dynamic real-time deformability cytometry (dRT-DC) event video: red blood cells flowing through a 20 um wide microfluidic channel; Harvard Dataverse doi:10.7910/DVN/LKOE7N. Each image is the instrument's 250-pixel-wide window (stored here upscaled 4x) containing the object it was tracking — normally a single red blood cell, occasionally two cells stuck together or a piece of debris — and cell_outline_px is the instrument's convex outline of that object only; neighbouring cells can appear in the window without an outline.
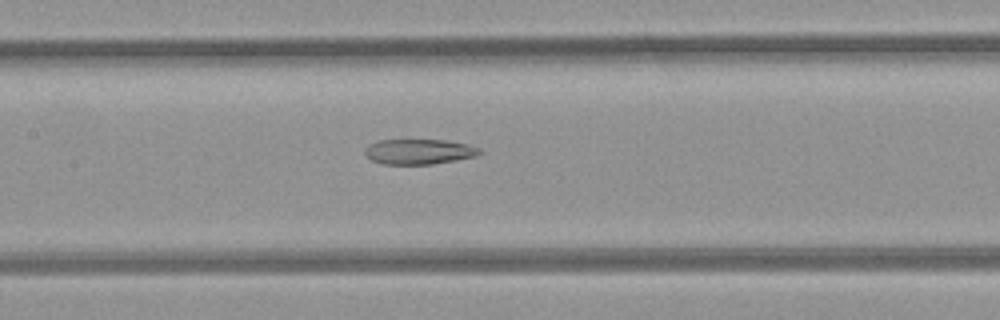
{"species": "common noctule bat (a hibernating species)", "species_latin": "Nyctalus noctula", "temperature_condition": "room temperature", "stored_images_in_passage": 33, "camera_frame_rate_fps": 3000, "um_per_image_px": 0.085, "animal": {"sex": "female", "body_mass_g": 21.9}, "frame": {"image": 1, "passage_image": 11, "time_ms": 3.333, "image_size_px": [1000, 320], "cell_outline_px": [[480, 152], [476, 156], [456, 160], [432, 164], [384, 164], [372, 160], [364, 152], [372, 144], [380, 140], [444, 140], [468, 144], [480, 148]], "centroid_in_image_um": [35.66, 12.89], "position_along_channel_um": 171.7, "area_um2": 16.53}}
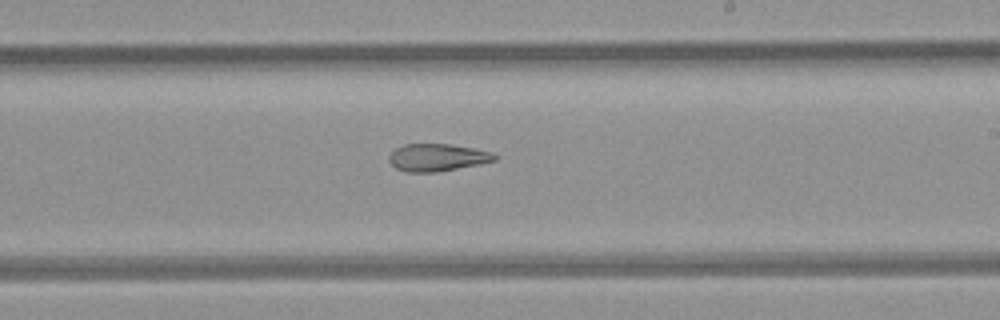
{"frame": {"image": 2, "passage_image": 17, "time_ms": 5.333, "image_size_px": [1000, 320], "cell_outline_px": [[500, 156], [496, 160], [480, 164], [436, 172], [404, 172], [396, 168], [388, 160], [388, 156], [396, 148], [404, 144], [448, 144], [472, 148], [492, 152]], "centroid_in_image_um": [37.17, 13.39], "position_along_channel_um": 251.8, "area_um2": 16.88}}
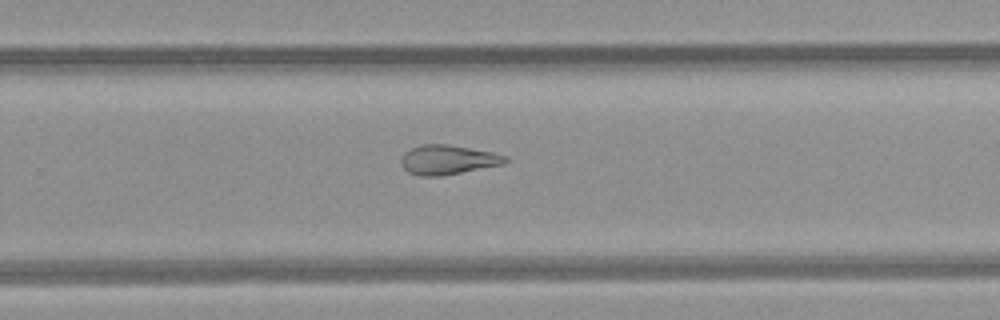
{"frame": {"image": 3, "passage_image": 20, "time_ms": 6.333, "image_size_px": [1000, 320], "cell_outline_px": [[508, 160], [504, 164], [440, 176], [420, 176], [408, 172], [400, 164], [400, 160], [404, 152], [412, 148], [424, 144], [448, 144], [492, 152], [508, 156]], "centroid_in_image_um": [38.05, 13.58], "position_along_channel_um": 291.7, "area_um2": 17.86}}